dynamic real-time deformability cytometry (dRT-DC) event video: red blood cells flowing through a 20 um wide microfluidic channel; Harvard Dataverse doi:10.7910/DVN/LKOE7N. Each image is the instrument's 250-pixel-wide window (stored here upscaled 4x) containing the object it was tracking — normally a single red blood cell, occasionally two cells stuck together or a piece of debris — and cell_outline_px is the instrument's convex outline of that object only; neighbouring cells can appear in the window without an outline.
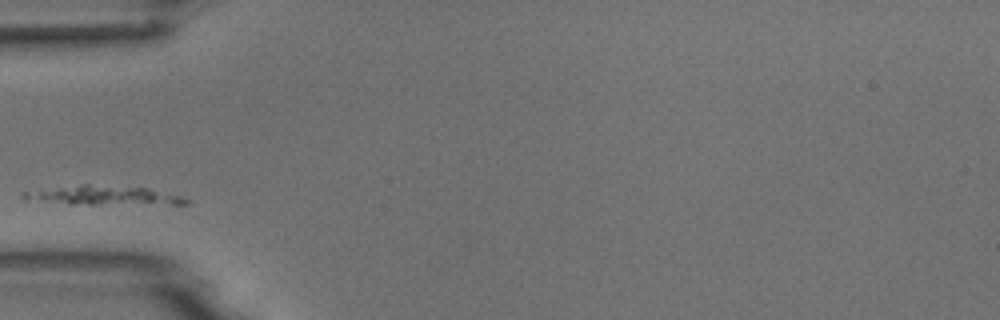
{"species": "common noctule bat (a hibernating species)", "species_latin": "Nyctalus noctula", "temperature_condition": "room temperature", "stored_images_in_passage": 1, "camera_frame_rate_fps": 3000, "um_per_image_px": 0.085, "animal": {"sex": "male", "body_mass_g": 18.8}, "frame": {"image": 1, "passage_image": 1, "time_ms": 0.0, "image_size_px": [1000, 320], "cell_outline_px": [[188, 204], [68, 204], [24, 200], [20, 196], [20, 192], [84, 184], [88, 184], [144, 188], [180, 196], [188, 200]], "centroid_in_image_um": [8.66, 16.62], "position_along_channel_um": 76.3, "area_um2": 17.92}}